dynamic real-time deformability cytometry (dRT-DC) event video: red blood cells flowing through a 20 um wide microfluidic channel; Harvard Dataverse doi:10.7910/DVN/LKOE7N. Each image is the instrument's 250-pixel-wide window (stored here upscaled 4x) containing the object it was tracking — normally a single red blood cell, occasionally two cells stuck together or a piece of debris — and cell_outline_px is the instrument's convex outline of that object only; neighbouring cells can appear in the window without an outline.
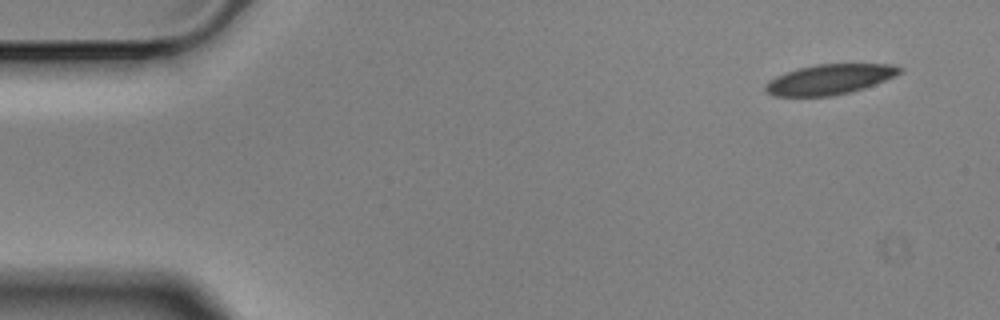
{"species": "Egyptian fruit bat (a non-hibernating species)", "species_latin": "Rousettus aegyptiacus", "temperature_condition": "cold", "stored_images_in_passage": 9, "camera_frame_rate_fps": 3000, "um_per_image_px": 0.085, "animal": {"sex": "male"}, "frame": {"image": 1, "passage_image": 1, "time_ms": 0.0, "image_size_px": [1000, 320], "cell_outline_px": [[904, 72], [896, 76], [864, 88], [852, 92], [832, 96], [772, 96], [764, 92], [764, 84], [768, 80], [776, 76], [800, 68], [816, 64], [888, 64], [904, 68]], "centroid_in_image_um": [70.52, 6.75], "position_along_channel_um": 14.5, "area_um2": 23.76}}
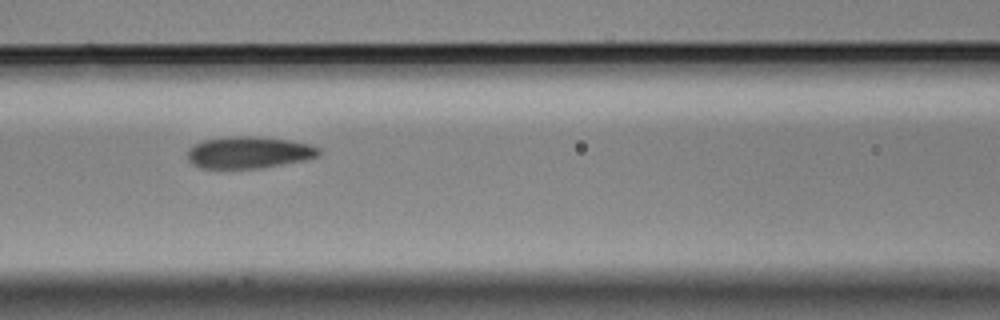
{"frame": {"image": 2, "passage_image": 6, "time_ms": 1.667, "image_size_px": [1000, 320], "cell_outline_px": [[320, 156], [304, 160], [260, 168], [200, 168], [192, 164], [188, 160], [188, 148], [204, 140], [228, 136], [256, 136], [292, 140], [312, 144], [320, 148]], "centroid_in_image_um": [21.18, 12.95], "position_along_channel_um": 145.4, "area_um2": 24.57}}
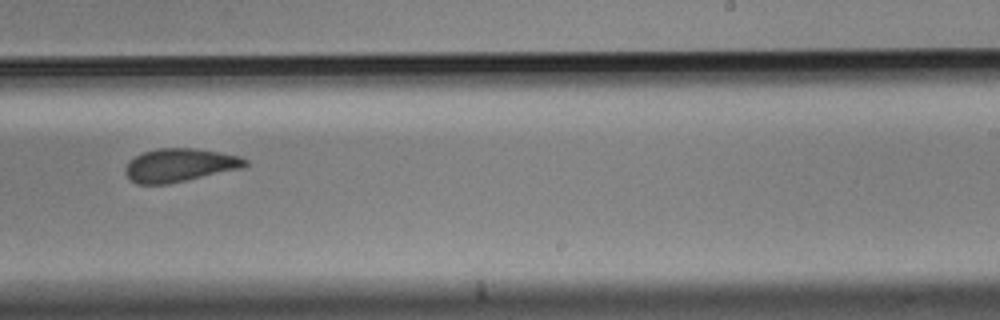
{"frame": {"image": 3, "passage_image": 9, "time_ms": 2.667, "image_size_px": [1000, 320], "cell_outline_px": [[248, 164], [244, 168], [168, 184], [136, 184], [124, 172], [124, 168], [128, 160], [144, 152], [156, 148], [192, 148], [220, 152], [240, 156], [248, 160]], "centroid_in_image_um": [15.28, 14.04], "position_along_channel_um": 273.7, "area_um2": 23.41}}